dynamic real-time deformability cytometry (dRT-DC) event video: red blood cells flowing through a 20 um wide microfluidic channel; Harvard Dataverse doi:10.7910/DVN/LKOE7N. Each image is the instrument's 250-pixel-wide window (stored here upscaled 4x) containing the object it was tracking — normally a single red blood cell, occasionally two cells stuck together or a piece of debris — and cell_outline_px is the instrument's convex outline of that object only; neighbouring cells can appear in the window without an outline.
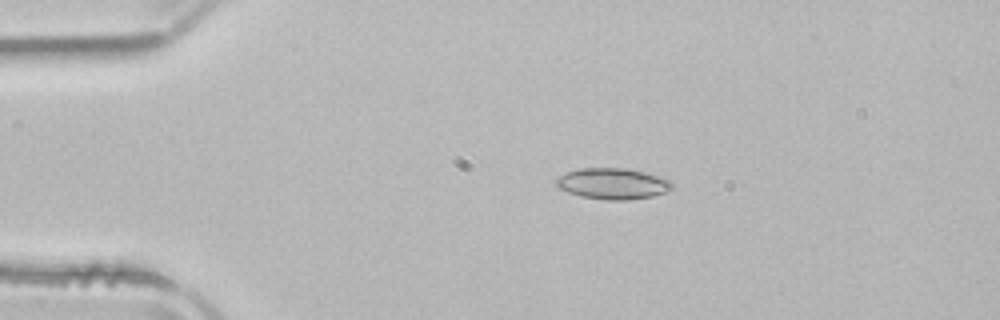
{"species": "common noctule bat (a hibernating species)", "species_latin": "Nyctalus noctula", "temperature_condition": "room temperature", "stored_images_in_passage": 46, "camera_frame_rate_fps": 3000, "um_per_image_px": 0.085, "animal": {"sex": "male", "body_mass_g": 21.5, "forearm_length_mm": 52.0}, "frame": {"image": 1, "passage_image": 5, "time_ms": 1.333, "image_size_px": [1000, 320], "cell_outline_px": [[672, 188], [664, 192], [652, 196], [628, 200], [608, 200], [580, 196], [568, 192], [560, 188], [552, 180], [568, 172], [580, 168], [628, 168], [664, 176], [672, 184]], "centroid_in_image_um": [52.09, 15.6], "position_along_channel_um": 32.9, "area_um2": 21.04}}
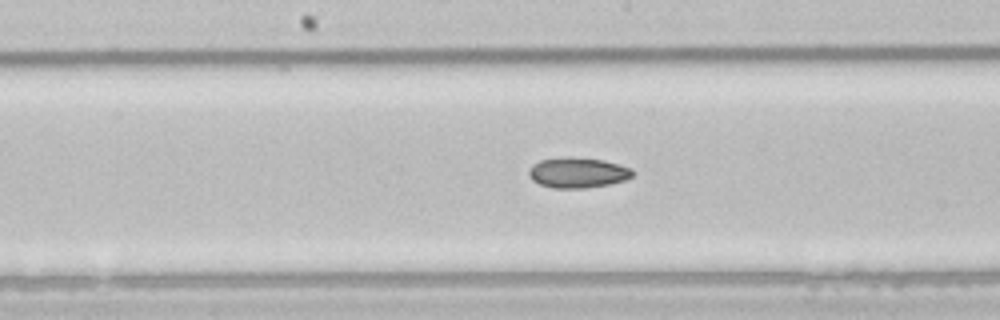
{"frame": {"image": 2, "passage_image": 21, "time_ms": 6.667, "image_size_px": [1000, 320], "cell_outline_px": [[632, 176], [624, 180], [608, 184], [584, 188], [552, 188], [540, 184], [532, 180], [528, 176], [528, 172], [532, 164], [540, 160], [568, 156], [604, 160], [632, 168]], "centroid_in_image_um": [49.07, 14.67], "position_along_channel_um": 199.1, "area_um2": 18.38}}
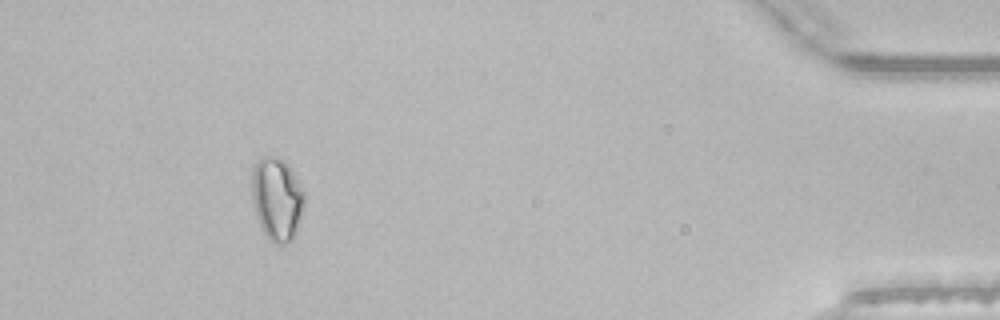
{"frame": {"image": 3, "passage_image": 42, "time_ms": 13.667, "image_size_px": [1000, 320], "cell_outline_px": [[304, 208], [296, 232], [292, 240], [284, 244], [276, 244], [264, 232], [256, 216], [252, 204], [252, 172], [256, 164], [264, 156], [276, 156], [284, 160], [288, 164], [304, 192]], "centroid_in_image_um": [23.55, 16.91], "position_along_channel_um": 411.7, "area_um2": 25.26}, "authors_computed_cell_mechanics": {"area_um2": 19.074, "velocity_mm_per_s": 3.9307, "shape_relaxation_time_tau1_ms": null, "shape_relaxation_time_tau2_ms": 8.3207, "deformation_change_tau1": null, "deformation_change_tau2": 0.1175}}